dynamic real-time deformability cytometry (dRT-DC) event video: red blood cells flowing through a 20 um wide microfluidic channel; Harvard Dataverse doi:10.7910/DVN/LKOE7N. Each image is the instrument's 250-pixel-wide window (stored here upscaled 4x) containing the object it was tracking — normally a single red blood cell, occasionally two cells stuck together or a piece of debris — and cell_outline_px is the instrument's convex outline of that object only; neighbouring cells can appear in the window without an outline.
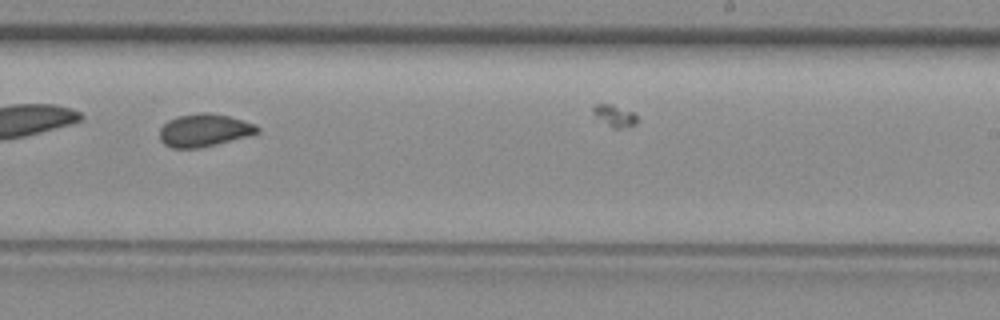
{"species": "common noctule bat (a hibernating species)", "species_latin": "Nyctalus noctula", "temperature_condition": "room temperature", "stored_images_in_passage": 21, "camera_frame_rate_fps": 3000, "um_per_image_px": 0.085, "animal": {"sex": "female", "body_mass_g": 29.2, "forearm_length_mm": 56.3}, "frame": {"image": 1, "passage_image": 13, "time_ms": 4.0, "image_size_px": [1000, 320], "cell_outline_px": [[260, 132], [248, 136], [200, 148], [172, 148], [164, 144], [160, 140], [160, 128], [168, 120], [176, 116], [200, 112], [212, 112], [228, 116], [256, 124], [260, 128]], "centroid_in_image_um": [17.35, 11.06], "position_along_channel_um": 271.6, "area_um2": 18.79}}
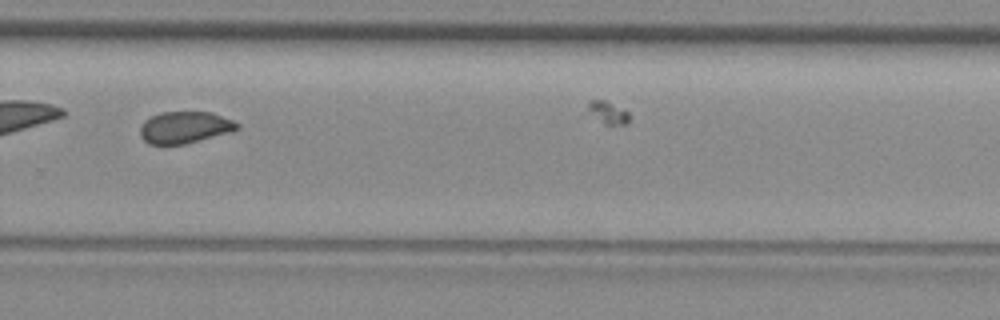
{"frame": {"image": 2, "passage_image": 16, "time_ms": 5.0, "image_size_px": [1000, 320], "cell_outline_px": [[240, 128], [228, 132], [184, 144], [148, 144], [140, 136], [140, 128], [144, 120], [160, 112], [208, 112], [232, 120], [240, 124]], "centroid_in_image_um": [15.66, 10.82], "position_along_channel_um": 314.1, "area_um2": 17.69}}